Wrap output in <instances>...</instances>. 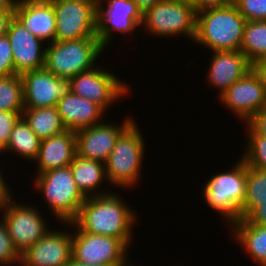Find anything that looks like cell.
I'll use <instances>...</instances> for the list:
<instances>
[{"label":"cell","mask_w":266,"mask_h":266,"mask_svg":"<svg viewBox=\"0 0 266 266\" xmlns=\"http://www.w3.org/2000/svg\"><path fill=\"white\" fill-rule=\"evenodd\" d=\"M116 191L88 197L73 221L82 231L120 238L128 247L133 243L138 213ZM133 229V230H132Z\"/></svg>","instance_id":"cell-1"},{"label":"cell","mask_w":266,"mask_h":266,"mask_svg":"<svg viewBox=\"0 0 266 266\" xmlns=\"http://www.w3.org/2000/svg\"><path fill=\"white\" fill-rule=\"evenodd\" d=\"M247 20L234 3L197 12L193 43L213 51H239Z\"/></svg>","instance_id":"cell-2"},{"label":"cell","mask_w":266,"mask_h":266,"mask_svg":"<svg viewBox=\"0 0 266 266\" xmlns=\"http://www.w3.org/2000/svg\"><path fill=\"white\" fill-rule=\"evenodd\" d=\"M237 160L232 169L214 173L201 190L203 201L229 228L241 219L246 197L247 165L240 157Z\"/></svg>","instance_id":"cell-3"},{"label":"cell","mask_w":266,"mask_h":266,"mask_svg":"<svg viewBox=\"0 0 266 266\" xmlns=\"http://www.w3.org/2000/svg\"><path fill=\"white\" fill-rule=\"evenodd\" d=\"M134 120L118 137L110 156L105 162L106 178L109 185L130 189L141 180L145 156V137ZM139 180V181H138Z\"/></svg>","instance_id":"cell-4"},{"label":"cell","mask_w":266,"mask_h":266,"mask_svg":"<svg viewBox=\"0 0 266 266\" xmlns=\"http://www.w3.org/2000/svg\"><path fill=\"white\" fill-rule=\"evenodd\" d=\"M32 180L33 189L42 193V200H45L54 220L70 223L77 218L86 198L76 186L70 165L42 172Z\"/></svg>","instance_id":"cell-5"},{"label":"cell","mask_w":266,"mask_h":266,"mask_svg":"<svg viewBox=\"0 0 266 266\" xmlns=\"http://www.w3.org/2000/svg\"><path fill=\"white\" fill-rule=\"evenodd\" d=\"M105 51L98 38L54 41L46 44L44 68L57 77L70 79L97 66Z\"/></svg>","instance_id":"cell-6"},{"label":"cell","mask_w":266,"mask_h":266,"mask_svg":"<svg viewBox=\"0 0 266 266\" xmlns=\"http://www.w3.org/2000/svg\"><path fill=\"white\" fill-rule=\"evenodd\" d=\"M197 11L192 3L178 0L157 2L145 14L141 30L158 38L186 37L194 41L196 36ZM149 33V34H148ZM175 36V37H174Z\"/></svg>","instance_id":"cell-7"},{"label":"cell","mask_w":266,"mask_h":266,"mask_svg":"<svg viewBox=\"0 0 266 266\" xmlns=\"http://www.w3.org/2000/svg\"><path fill=\"white\" fill-rule=\"evenodd\" d=\"M72 229V257L86 264L133 266L128 258L129 247L116 237L82 231L74 222L61 223ZM76 230V231H75Z\"/></svg>","instance_id":"cell-8"},{"label":"cell","mask_w":266,"mask_h":266,"mask_svg":"<svg viewBox=\"0 0 266 266\" xmlns=\"http://www.w3.org/2000/svg\"><path fill=\"white\" fill-rule=\"evenodd\" d=\"M100 65L101 63L91 70L70 78V91L96 103L105 112H108L114 103L125 99V95H130L128 93L132 89V84L121 80L122 78H119L117 73H113L111 69L109 71L105 65L103 67Z\"/></svg>","instance_id":"cell-9"},{"label":"cell","mask_w":266,"mask_h":266,"mask_svg":"<svg viewBox=\"0 0 266 266\" xmlns=\"http://www.w3.org/2000/svg\"><path fill=\"white\" fill-rule=\"evenodd\" d=\"M8 198L0 206V217L4 221L8 233L20 254L42 238L52 227L40 210L30 203L25 204ZM35 206V207H34ZM44 217V218H43Z\"/></svg>","instance_id":"cell-10"},{"label":"cell","mask_w":266,"mask_h":266,"mask_svg":"<svg viewBox=\"0 0 266 266\" xmlns=\"http://www.w3.org/2000/svg\"><path fill=\"white\" fill-rule=\"evenodd\" d=\"M56 14L55 41L97 38L98 0H49Z\"/></svg>","instance_id":"cell-11"},{"label":"cell","mask_w":266,"mask_h":266,"mask_svg":"<svg viewBox=\"0 0 266 266\" xmlns=\"http://www.w3.org/2000/svg\"><path fill=\"white\" fill-rule=\"evenodd\" d=\"M142 22L143 15L133 0H98L96 37L105 50L114 35L120 33L131 37L133 32L135 35V29L141 30Z\"/></svg>","instance_id":"cell-12"},{"label":"cell","mask_w":266,"mask_h":266,"mask_svg":"<svg viewBox=\"0 0 266 266\" xmlns=\"http://www.w3.org/2000/svg\"><path fill=\"white\" fill-rule=\"evenodd\" d=\"M238 120L246 123L258 111L266 108V91L258 75L251 69L218 98Z\"/></svg>","instance_id":"cell-13"},{"label":"cell","mask_w":266,"mask_h":266,"mask_svg":"<svg viewBox=\"0 0 266 266\" xmlns=\"http://www.w3.org/2000/svg\"><path fill=\"white\" fill-rule=\"evenodd\" d=\"M136 119L127 115L121 124L105 120L75 131L76 155L105 163L119 135ZM107 121V122H106Z\"/></svg>","instance_id":"cell-14"},{"label":"cell","mask_w":266,"mask_h":266,"mask_svg":"<svg viewBox=\"0 0 266 266\" xmlns=\"http://www.w3.org/2000/svg\"><path fill=\"white\" fill-rule=\"evenodd\" d=\"M61 227L59 231L54 226L25 250L20 266H66L72 257V231Z\"/></svg>","instance_id":"cell-15"},{"label":"cell","mask_w":266,"mask_h":266,"mask_svg":"<svg viewBox=\"0 0 266 266\" xmlns=\"http://www.w3.org/2000/svg\"><path fill=\"white\" fill-rule=\"evenodd\" d=\"M21 79L24 108L56 107L70 91L69 79L57 77L45 68L25 72Z\"/></svg>","instance_id":"cell-16"},{"label":"cell","mask_w":266,"mask_h":266,"mask_svg":"<svg viewBox=\"0 0 266 266\" xmlns=\"http://www.w3.org/2000/svg\"><path fill=\"white\" fill-rule=\"evenodd\" d=\"M12 48L15 74L44 68L45 43L29 32L15 17L6 33Z\"/></svg>","instance_id":"cell-17"},{"label":"cell","mask_w":266,"mask_h":266,"mask_svg":"<svg viewBox=\"0 0 266 266\" xmlns=\"http://www.w3.org/2000/svg\"><path fill=\"white\" fill-rule=\"evenodd\" d=\"M211 54L205 79L212 89H217L219 97L252 69V63L240 50L213 51Z\"/></svg>","instance_id":"cell-18"},{"label":"cell","mask_w":266,"mask_h":266,"mask_svg":"<svg viewBox=\"0 0 266 266\" xmlns=\"http://www.w3.org/2000/svg\"><path fill=\"white\" fill-rule=\"evenodd\" d=\"M14 17L45 44L55 41L56 14L49 0H20Z\"/></svg>","instance_id":"cell-19"},{"label":"cell","mask_w":266,"mask_h":266,"mask_svg":"<svg viewBox=\"0 0 266 266\" xmlns=\"http://www.w3.org/2000/svg\"><path fill=\"white\" fill-rule=\"evenodd\" d=\"M56 107L67 130L77 131L107 119L99 105L71 91L58 100Z\"/></svg>","instance_id":"cell-20"},{"label":"cell","mask_w":266,"mask_h":266,"mask_svg":"<svg viewBox=\"0 0 266 266\" xmlns=\"http://www.w3.org/2000/svg\"><path fill=\"white\" fill-rule=\"evenodd\" d=\"M76 155L75 131L65 132L41 140L34 176L42 172L69 166Z\"/></svg>","instance_id":"cell-21"},{"label":"cell","mask_w":266,"mask_h":266,"mask_svg":"<svg viewBox=\"0 0 266 266\" xmlns=\"http://www.w3.org/2000/svg\"><path fill=\"white\" fill-rule=\"evenodd\" d=\"M70 169L78 190L85 198L105 195L113 191H106L105 187L104 191H102L103 188H101L104 181L105 184L108 183L105 163L75 155L70 164Z\"/></svg>","instance_id":"cell-22"},{"label":"cell","mask_w":266,"mask_h":266,"mask_svg":"<svg viewBox=\"0 0 266 266\" xmlns=\"http://www.w3.org/2000/svg\"><path fill=\"white\" fill-rule=\"evenodd\" d=\"M234 241L258 266H266V226L249 224L245 219L238 220L231 227Z\"/></svg>","instance_id":"cell-23"},{"label":"cell","mask_w":266,"mask_h":266,"mask_svg":"<svg viewBox=\"0 0 266 266\" xmlns=\"http://www.w3.org/2000/svg\"><path fill=\"white\" fill-rule=\"evenodd\" d=\"M41 139L30 129L27 122L21 116L15 123L8 144L2 149V155H16L21 159L30 161L31 164L38 156Z\"/></svg>","instance_id":"cell-24"},{"label":"cell","mask_w":266,"mask_h":266,"mask_svg":"<svg viewBox=\"0 0 266 266\" xmlns=\"http://www.w3.org/2000/svg\"><path fill=\"white\" fill-rule=\"evenodd\" d=\"M22 117L41 140L65 132L57 107L24 108Z\"/></svg>","instance_id":"cell-25"},{"label":"cell","mask_w":266,"mask_h":266,"mask_svg":"<svg viewBox=\"0 0 266 266\" xmlns=\"http://www.w3.org/2000/svg\"><path fill=\"white\" fill-rule=\"evenodd\" d=\"M240 51L252 64L266 57V20L246 22Z\"/></svg>","instance_id":"cell-26"},{"label":"cell","mask_w":266,"mask_h":266,"mask_svg":"<svg viewBox=\"0 0 266 266\" xmlns=\"http://www.w3.org/2000/svg\"><path fill=\"white\" fill-rule=\"evenodd\" d=\"M262 200H266V171L247 166L246 197L241 219L246 218Z\"/></svg>","instance_id":"cell-27"},{"label":"cell","mask_w":266,"mask_h":266,"mask_svg":"<svg viewBox=\"0 0 266 266\" xmlns=\"http://www.w3.org/2000/svg\"><path fill=\"white\" fill-rule=\"evenodd\" d=\"M23 111V83L21 75L0 77V111Z\"/></svg>","instance_id":"cell-28"},{"label":"cell","mask_w":266,"mask_h":266,"mask_svg":"<svg viewBox=\"0 0 266 266\" xmlns=\"http://www.w3.org/2000/svg\"><path fill=\"white\" fill-rule=\"evenodd\" d=\"M245 147L240 158L255 169L266 171V137L262 135H245Z\"/></svg>","instance_id":"cell-29"},{"label":"cell","mask_w":266,"mask_h":266,"mask_svg":"<svg viewBox=\"0 0 266 266\" xmlns=\"http://www.w3.org/2000/svg\"><path fill=\"white\" fill-rule=\"evenodd\" d=\"M21 254L15 248L7 227L0 217V266H19Z\"/></svg>","instance_id":"cell-30"},{"label":"cell","mask_w":266,"mask_h":266,"mask_svg":"<svg viewBox=\"0 0 266 266\" xmlns=\"http://www.w3.org/2000/svg\"><path fill=\"white\" fill-rule=\"evenodd\" d=\"M247 21L266 20V0H233Z\"/></svg>","instance_id":"cell-31"},{"label":"cell","mask_w":266,"mask_h":266,"mask_svg":"<svg viewBox=\"0 0 266 266\" xmlns=\"http://www.w3.org/2000/svg\"><path fill=\"white\" fill-rule=\"evenodd\" d=\"M22 116V111H0V147L3 149L9 142L15 123Z\"/></svg>","instance_id":"cell-32"},{"label":"cell","mask_w":266,"mask_h":266,"mask_svg":"<svg viewBox=\"0 0 266 266\" xmlns=\"http://www.w3.org/2000/svg\"><path fill=\"white\" fill-rule=\"evenodd\" d=\"M15 74L11 44L7 35L0 37V77Z\"/></svg>","instance_id":"cell-33"},{"label":"cell","mask_w":266,"mask_h":266,"mask_svg":"<svg viewBox=\"0 0 266 266\" xmlns=\"http://www.w3.org/2000/svg\"><path fill=\"white\" fill-rule=\"evenodd\" d=\"M245 135H262L266 137V109H262L254 114L245 123Z\"/></svg>","instance_id":"cell-34"},{"label":"cell","mask_w":266,"mask_h":266,"mask_svg":"<svg viewBox=\"0 0 266 266\" xmlns=\"http://www.w3.org/2000/svg\"><path fill=\"white\" fill-rule=\"evenodd\" d=\"M244 219L252 225L266 226V200L259 201V205Z\"/></svg>","instance_id":"cell-35"},{"label":"cell","mask_w":266,"mask_h":266,"mask_svg":"<svg viewBox=\"0 0 266 266\" xmlns=\"http://www.w3.org/2000/svg\"><path fill=\"white\" fill-rule=\"evenodd\" d=\"M233 3V0H192L197 12L209 8L224 7Z\"/></svg>","instance_id":"cell-36"},{"label":"cell","mask_w":266,"mask_h":266,"mask_svg":"<svg viewBox=\"0 0 266 266\" xmlns=\"http://www.w3.org/2000/svg\"><path fill=\"white\" fill-rule=\"evenodd\" d=\"M3 156L2 154H0V157ZM3 163V161H0ZM1 164V163H0ZM0 166H3L2 164ZM2 168V169H1ZM5 169L3 167H0V206L10 197H12L14 194L12 192V189L10 188L11 186L8 184L9 182H7V180L5 181L4 178H7L3 176L4 173L2 172V170ZM9 185V186H8Z\"/></svg>","instance_id":"cell-37"},{"label":"cell","mask_w":266,"mask_h":266,"mask_svg":"<svg viewBox=\"0 0 266 266\" xmlns=\"http://www.w3.org/2000/svg\"><path fill=\"white\" fill-rule=\"evenodd\" d=\"M14 18V10H0V37L6 35L10 21Z\"/></svg>","instance_id":"cell-38"},{"label":"cell","mask_w":266,"mask_h":266,"mask_svg":"<svg viewBox=\"0 0 266 266\" xmlns=\"http://www.w3.org/2000/svg\"><path fill=\"white\" fill-rule=\"evenodd\" d=\"M252 69L260 78V81L266 91V57L255 61L252 64Z\"/></svg>","instance_id":"cell-39"},{"label":"cell","mask_w":266,"mask_h":266,"mask_svg":"<svg viewBox=\"0 0 266 266\" xmlns=\"http://www.w3.org/2000/svg\"><path fill=\"white\" fill-rule=\"evenodd\" d=\"M136 3L139 11L145 14L150 8H152L157 2L162 0H133Z\"/></svg>","instance_id":"cell-40"},{"label":"cell","mask_w":266,"mask_h":266,"mask_svg":"<svg viewBox=\"0 0 266 266\" xmlns=\"http://www.w3.org/2000/svg\"><path fill=\"white\" fill-rule=\"evenodd\" d=\"M20 0H0V10H15Z\"/></svg>","instance_id":"cell-41"},{"label":"cell","mask_w":266,"mask_h":266,"mask_svg":"<svg viewBox=\"0 0 266 266\" xmlns=\"http://www.w3.org/2000/svg\"><path fill=\"white\" fill-rule=\"evenodd\" d=\"M66 266H109L105 264H86L75 260L73 257L69 260Z\"/></svg>","instance_id":"cell-42"},{"label":"cell","mask_w":266,"mask_h":266,"mask_svg":"<svg viewBox=\"0 0 266 266\" xmlns=\"http://www.w3.org/2000/svg\"><path fill=\"white\" fill-rule=\"evenodd\" d=\"M178 1H186V2L192 3V0H178Z\"/></svg>","instance_id":"cell-43"}]
</instances>
